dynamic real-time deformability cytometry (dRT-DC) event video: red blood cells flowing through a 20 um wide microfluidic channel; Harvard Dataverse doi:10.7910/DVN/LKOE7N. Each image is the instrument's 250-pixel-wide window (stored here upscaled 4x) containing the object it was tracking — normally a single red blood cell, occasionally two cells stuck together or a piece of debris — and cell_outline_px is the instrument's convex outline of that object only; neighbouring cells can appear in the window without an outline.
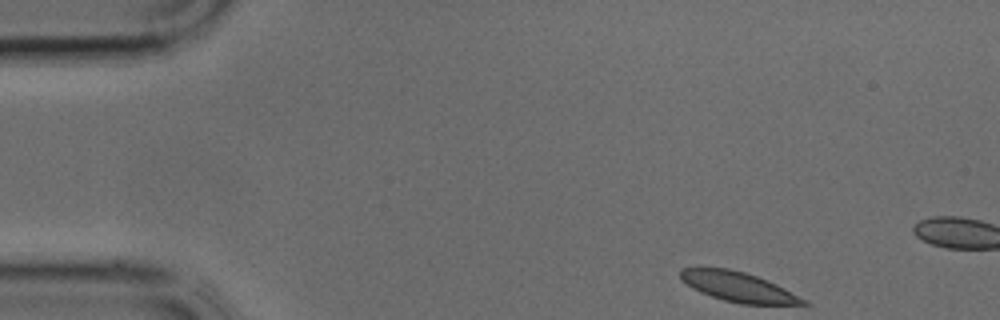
{"species": "common noctule bat (a hibernating species)", "species_latin": "Nyctalus noctula", "temperature_condition": "cold", "stored_images_in_passage": 7, "camera_frame_rate_fps": 3000, "um_per_image_px": 0.085, "animal": {"sex": "male", "body_mass_g": 17.9, "forearm_length_mm": 54.2}, "frame": {"image": 1, "passage_image": 1, "time_ms": 0.0, "image_size_px": [1000, 320], "cell_outline_px": [[812, 304], [740, 304], [724, 300], [700, 292], [692, 288], [680, 280], [680, 268], [728, 268], [744, 272], [756, 276], [776, 284], [808, 300]], "centroid_in_image_um": [62.74, 24.38], "position_along_channel_um": 22.3, "area_um2": 21.15}}